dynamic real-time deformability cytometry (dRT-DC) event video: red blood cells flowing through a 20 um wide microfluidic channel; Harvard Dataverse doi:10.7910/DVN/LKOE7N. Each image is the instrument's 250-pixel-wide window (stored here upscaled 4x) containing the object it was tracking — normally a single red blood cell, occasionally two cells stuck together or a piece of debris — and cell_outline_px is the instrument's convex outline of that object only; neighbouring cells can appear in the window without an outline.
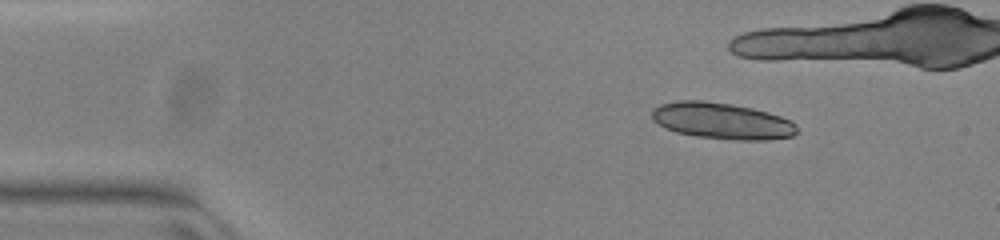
{"species": "common noctule bat (a hibernating species)", "species_latin": "Nyctalus noctula", "temperature_condition": "warm", "stored_images_in_passage": 18, "camera_frame_rate_fps": 3000, "um_per_image_px": 0.085, "animal": {"sex": "female", "body_mass_g": 23.0, "forearm_length_mm": 53.4}, "frame": {"image": 1, "passage_image": 6, "time_ms": 1.667, "image_size_px": [1000, 240], "cell_outline_px": [[796, 132], [792, 136], [768, 140], [736, 140], [696, 136], [676, 132], [664, 128], [652, 120], [652, 108], [660, 104], [676, 100], [704, 100], [732, 104], [752, 108], [768, 112], [792, 120], [796, 124]], "centroid_in_image_um": [61.33, 10.27], "position_along_channel_um": 23.7, "area_um2": 30.98}}